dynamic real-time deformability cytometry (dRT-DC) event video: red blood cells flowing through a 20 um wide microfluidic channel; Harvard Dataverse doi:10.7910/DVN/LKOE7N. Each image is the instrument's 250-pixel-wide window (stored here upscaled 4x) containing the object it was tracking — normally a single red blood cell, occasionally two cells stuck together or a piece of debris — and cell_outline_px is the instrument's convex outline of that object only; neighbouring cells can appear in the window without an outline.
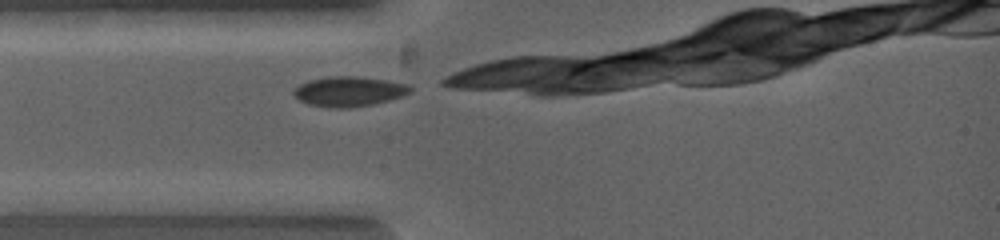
{"species": "common noctule bat (a hibernating species)", "species_latin": "Nyctalus noctula", "temperature_condition": "warm", "stored_images_in_passage": 5, "camera_frame_rate_fps": 5000, "um_per_image_px": 0.085, "animal": {"sex": "female", "body_mass_g": 19.0, "forearm_length_mm": 53.3}, "frame": {"image": 1, "passage_image": 1, "time_ms": 0.0, "image_size_px": [1000, 240], "cell_outline_px": [[412, 88], [408, 92], [400, 96], [388, 100], [372, 104], [348, 108], [332, 108], [312, 104], [300, 100], [292, 92], [300, 84], [308, 80], [332, 76], [352, 76], [404, 80], [412, 84]], "centroid_in_image_um": [29.76, 7.74], "position_along_channel_um": 55.2, "area_um2": 20.52}}